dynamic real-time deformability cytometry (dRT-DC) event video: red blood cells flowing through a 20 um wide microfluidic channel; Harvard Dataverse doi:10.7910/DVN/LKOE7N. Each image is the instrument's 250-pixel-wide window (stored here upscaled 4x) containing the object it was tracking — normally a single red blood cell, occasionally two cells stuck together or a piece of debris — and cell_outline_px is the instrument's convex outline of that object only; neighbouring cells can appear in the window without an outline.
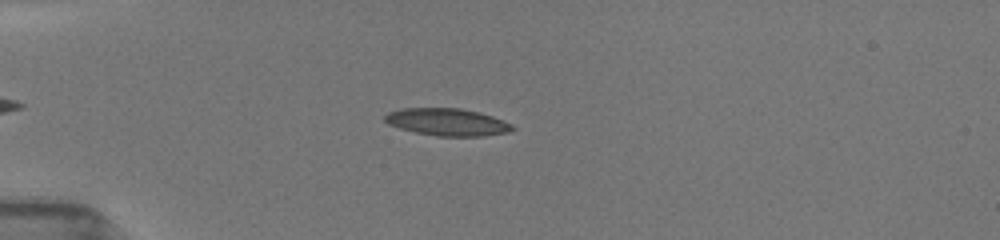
{"species": "common noctule bat (a hibernating species)", "species_latin": "Nyctalus noctula", "temperature_condition": "room temperature", "stored_images_in_passage": 17, "camera_frame_rate_fps": 3000, "um_per_image_px": 0.085, "animal": {"sex": "female", "body_mass_g": 19.5, "forearm_length_mm": 54.1}, "frame": {"image": 1, "passage_image": 6, "time_ms": 1.333, "image_size_px": [1000, 240], "cell_outline_px": [[516, 128], [508, 132], [484, 136], [436, 136], [416, 132], [400, 128], [388, 124], [384, 120], [384, 116], [388, 112], [400, 108], [460, 108], [480, 112], [504, 120], [512, 124]], "centroid_in_image_um": [38.03, 10.37], "position_along_channel_um": 47.0, "area_um2": 20.4}}
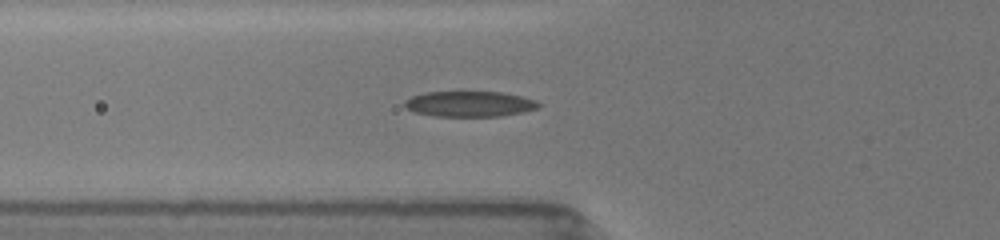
{"frame": {"image": 2, "passage_image": 16, "time_ms": 3.0, "image_size_px": [1000, 240], "cell_outline_px": [[540, 104], [536, 108], [524, 112], [500, 116], [432, 116], [412, 112], [404, 108], [404, 100], [412, 96], [424, 92], [500, 92], [520, 96], [536, 100]], "centroid_in_image_um": [39.84, 8.84], "position_along_channel_um": 86.0, "area_um2": 20.0}}